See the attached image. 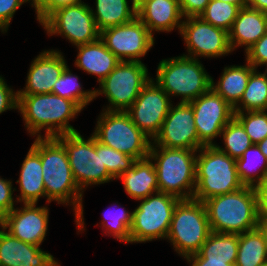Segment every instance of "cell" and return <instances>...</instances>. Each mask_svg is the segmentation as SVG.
Wrapping results in <instances>:
<instances>
[{"label": "cell", "instance_id": "50", "mask_svg": "<svg viewBox=\"0 0 267 266\" xmlns=\"http://www.w3.org/2000/svg\"><path fill=\"white\" fill-rule=\"evenodd\" d=\"M219 1H224V2L231 3V4H236L240 8L246 6V0H219Z\"/></svg>", "mask_w": 267, "mask_h": 266}, {"label": "cell", "instance_id": "46", "mask_svg": "<svg viewBox=\"0 0 267 266\" xmlns=\"http://www.w3.org/2000/svg\"><path fill=\"white\" fill-rule=\"evenodd\" d=\"M256 228L262 234L267 244V215H258Z\"/></svg>", "mask_w": 267, "mask_h": 266}, {"label": "cell", "instance_id": "49", "mask_svg": "<svg viewBox=\"0 0 267 266\" xmlns=\"http://www.w3.org/2000/svg\"><path fill=\"white\" fill-rule=\"evenodd\" d=\"M257 145L260 148L261 152L267 158V137L263 141L259 142Z\"/></svg>", "mask_w": 267, "mask_h": 266}, {"label": "cell", "instance_id": "42", "mask_svg": "<svg viewBox=\"0 0 267 266\" xmlns=\"http://www.w3.org/2000/svg\"><path fill=\"white\" fill-rule=\"evenodd\" d=\"M10 109H18V91L10 88L0 75V114Z\"/></svg>", "mask_w": 267, "mask_h": 266}, {"label": "cell", "instance_id": "15", "mask_svg": "<svg viewBox=\"0 0 267 266\" xmlns=\"http://www.w3.org/2000/svg\"><path fill=\"white\" fill-rule=\"evenodd\" d=\"M193 109L199 141L204 146H213L223 128L234 117L233 107L212 89L188 102Z\"/></svg>", "mask_w": 267, "mask_h": 266}, {"label": "cell", "instance_id": "16", "mask_svg": "<svg viewBox=\"0 0 267 266\" xmlns=\"http://www.w3.org/2000/svg\"><path fill=\"white\" fill-rule=\"evenodd\" d=\"M171 102L169 95L151 77L126 112L132 122L153 140L161 129Z\"/></svg>", "mask_w": 267, "mask_h": 266}, {"label": "cell", "instance_id": "21", "mask_svg": "<svg viewBox=\"0 0 267 266\" xmlns=\"http://www.w3.org/2000/svg\"><path fill=\"white\" fill-rule=\"evenodd\" d=\"M20 170L19 180L16 181L21 192L16 198L18 203H37L40 197L46 198L40 158V137L35 138Z\"/></svg>", "mask_w": 267, "mask_h": 266}, {"label": "cell", "instance_id": "1", "mask_svg": "<svg viewBox=\"0 0 267 266\" xmlns=\"http://www.w3.org/2000/svg\"><path fill=\"white\" fill-rule=\"evenodd\" d=\"M40 158L46 202L73 205L78 233L85 231L83 192L74 179L63 144L56 137H40Z\"/></svg>", "mask_w": 267, "mask_h": 266}, {"label": "cell", "instance_id": "36", "mask_svg": "<svg viewBox=\"0 0 267 266\" xmlns=\"http://www.w3.org/2000/svg\"><path fill=\"white\" fill-rule=\"evenodd\" d=\"M234 117L242 124L253 144L267 137V110L234 112Z\"/></svg>", "mask_w": 267, "mask_h": 266}, {"label": "cell", "instance_id": "2", "mask_svg": "<svg viewBox=\"0 0 267 266\" xmlns=\"http://www.w3.org/2000/svg\"><path fill=\"white\" fill-rule=\"evenodd\" d=\"M17 110L29 135L42 137L41 131L45 129L44 137H56L78 132L69 120H74L83 109L72 100L47 93L18 95Z\"/></svg>", "mask_w": 267, "mask_h": 266}, {"label": "cell", "instance_id": "47", "mask_svg": "<svg viewBox=\"0 0 267 266\" xmlns=\"http://www.w3.org/2000/svg\"><path fill=\"white\" fill-rule=\"evenodd\" d=\"M246 6L267 13V0H246Z\"/></svg>", "mask_w": 267, "mask_h": 266}, {"label": "cell", "instance_id": "23", "mask_svg": "<svg viewBox=\"0 0 267 266\" xmlns=\"http://www.w3.org/2000/svg\"><path fill=\"white\" fill-rule=\"evenodd\" d=\"M267 32V15L248 6L242 7L228 32L232 51L245 47V52Z\"/></svg>", "mask_w": 267, "mask_h": 266}, {"label": "cell", "instance_id": "13", "mask_svg": "<svg viewBox=\"0 0 267 266\" xmlns=\"http://www.w3.org/2000/svg\"><path fill=\"white\" fill-rule=\"evenodd\" d=\"M100 39L120 61L142 62L140 58L146 56L155 43L154 36L138 17L101 31Z\"/></svg>", "mask_w": 267, "mask_h": 266}, {"label": "cell", "instance_id": "10", "mask_svg": "<svg viewBox=\"0 0 267 266\" xmlns=\"http://www.w3.org/2000/svg\"><path fill=\"white\" fill-rule=\"evenodd\" d=\"M150 79L144 63L121 61L94 89L95 98L103 94L108 100L103 110L126 112Z\"/></svg>", "mask_w": 267, "mask_h": 266}, {"label": "cell", "instance_id": "24", "mask_svg": "<svg viewBox=\"0 0 267 266\" xmlns=\"http://www.w3.org/2000/svg\"><path fill=\"white\" fill-rule=\"evenodd\" d=\"M76 47L78 55L75 66L87 74L97 76L98 83L121 62L100 38L95 42Z\"/></svg>", "mask_w": 267, "mask_h": 266}, {"label": "cell", "instance_id": "17", "mask_svg": "<svg viewBox=\"0 0 267 266\" xmlns=\"http://www.w3.org/2000/svg\"><path fill=\"white\" fill-rule=\"evenodd\" d=\"M151 145L164 148L199 150V141L192 106L187 102L173 104Z\"/></svg>", "mask_w": 267, "mask_h": 266}, {"label": "cell", "instance_id": "43", "mask_svg": "<svg viewBox=\"0 0 267 266\" xmlns=\"http://www.w3.org/2000/svg\"><path fill=\"white\" fill-rule=\"evenodd\" d=\"M209 2L210 0H179L182 16L199 17Z\"/></svg>", "mask_w": 267, "mask_h": 266}, {"label": "cell", "instance_id": "32", "mask_svg": "<svg viewBox=\"0 0 267 266\" xmlns=\"http://www.w3.org/2000/svg\"><path fill=\"white\" fill-rule=\"evenodd\" d=\"M79 77L73 75L67 67L61 76L54 83L52 93L76 102L84 109L90 102L95 99L94 90H83L81 83L78 82Z\"/></svg>", "mask_w": 267, "mask_h": 266}, {"label": "cell", "instance_id": "8", "mask_svg": "<svg viewBox=\"0 0 267 266\" xmlns=\"http://www.w3.org/2000/svg\"><path fill=\"white\" fill-rule=\"evenodd\" d=\"M205 205L195 199L180 200L172 215L166 239L186 259L197 253L211 233Z\"/></svg>", "mask_w": 267, "mask_h": 266}, {"label": "cell", "instance_id": "41", "mask_svg": "<svg viewBox=\"0 0 267 266\" xmlns=\"http://www.w3.org/2000/svg\"><path fill=\"white\" fill-rule=\"evenodd\" d=\"M32 0H0V30L1 33H6L12 21V18L24 3H29Z\"/></svg>", "mask_w": 267, "mask_h": 266}, {"label": "cell", "instance_id": "38", "mask_svg": "<svg viewBox=\"0 0 267 266\" xmlns=\"http://www.w3.org/2000/svg\"><path fill=\"white\" fill-rule=\"evenodd\" d=\"M83 1L81 0H32L31 6L35 8L36 18L39 24H41L52 12L55 10L78 4Z\"/></svg>", "mask_w": 267, "mask_h": 266}, {"label": "cell", "instance_id": "35", "mask_svg": "<svg viewBox=\"0 0 267 266\" xmlns=\"http://www.w3.org/2000/svg\"><path fill=\"white\" fill-rule=\"evenodd\" d=\"M240 9L241 8L236 4L210 0L206 9L199 17L205 22L229 32Z\"/></svg>", "mask_w": 267, "mask_h": 266}, {"label": "cell", "instance_id": "30", "mask_svg": "<svg viewBox=\"0 0 267 266\" xmlns=\"http://www.w3.org/2000/svg\"><path fill=\"white\" fill-rule=\"evenodd\" d=\"M267 263V244L256 229L239 234L235 266H260Z\"/></svg>", "mask_w": 267, "mask_h": 266}, {"label": "cell", "instance_id": "3", "mask_svg": "<svg viewBox=\"0 0 267 266\" xmlns=\"http://www.w3.org/2000/svg\"><path fill=\"white\" fill-rule=\"evenodd\" d=\"M212 232L241 234L257 227V195L254 187L214 196L203 201Z\"/></svg>", "mask_w": 267, "mask_h": 266}, {"label": "cell", "instance_id": "19", "mask_svg": "<svg viewBox=\"0 0 267 266\" xmlns=\"http://www.w3.org/2000/svg\"><path fill=\"white\" fill-rule=\"evenodd\" d=\"M66 67V60L59 50L49 49L40 52L31 62L26 85L18 90V95L52 93L54 83Z\"/></svg>", "mask_w": 267, "mask_h": 266}, {"label": "cell", "instance_id": "34", "mask_svg": "<svg viewBox=\"0 0 267 266\" xmlns=\"http://www.w3.org/2000/svg\"><path fill=\"white\" fill-rule=\"evenodd\" d=\"M104 212L101 226L105 234L118 239L120 242L130 243V228L132 226L133 212H129L123 207L108 208ZM110 210V211H109Z\"/></svg>", "mask_w": 267, "mask_h": 266}, {"label": "cell", "instance_id": "14", "mask_svg": "<svg viewBox=\"0 0 267 266\" xmlns=\"http://www.w3.org/2000/svg\"><path fill=\"white\" fill-rule=\"evenodd\" d=\"M180 35L187 46L184 56L218 58L232 53L228 32L205 22L201 17H185Z\"/></svg>", "mask_w": 267, "mask_h": 266}, {"label": "cell", "instance_id": "4", "mask_svg": "<svg viewBox=\"0 0 267 266\" xmlns=\"http://www.w3.org/2000/svg\"><path fill=\"white\" fill-rule=\"evenodd\" d=\"M197 151L151 145L148 157L155 166L158 192L180 200L193 199Z\"/></svg>", "mask_w": 267, "mask_h": 266}, {"label": "cell", "instance_id": "39", "mask_svg": "<svg viewBox=\"0 0 267 266\" xmlns=\"http://www.w3.org/2000/svg\"><path fill=\"white\" fill-rule=\"evenodd\" d=\"M244 53L245 60L255 69L263 65L267 70V32Z\"/></svg>", "mask_w": 267, "mask_h": 266}, {"label": "cell", "instance_id": "9", "mask_svg": "<svg viewBox=\"0 0 267 266\" xmlns=\"http://www.w3.org/2000/svg\"><path fill=\"white\" fill-rule=\"evenodd\" d=\"M92 133L102 144L135 160L148 157L152 139L141 131L127 112L102 110Z\"/></svg>", "mask_w": 267, "mask_h": 266}, {"label": "cell", "instance_id": "18", "mask_svg": "<svg viewBox=\"0 0 267 266\" xmlns=\"http://www.w3.org/2000/svg\"><path fill=\"white\" fill-rule=\"evenodd\" d=\"M37 203H23L0 220V225L15 238L36 246L42 245L48 230L49 208Z\"/></svg>", "mask_w": 267, "mask_h": 266}, {"label": "cell", "instance_id": "20", "mask_svg": "<svg viewBox=\"0 0 267 266\" xmlns=\"http://www.w3.org/2000/svg\"><path fill=\"white\" fill-rule=\"evenodd\" d=\"M0 227V266H60L40 246L23 242Z\"/></svg>", "mask_w": 267, "mask_h": 266}, {"label": "cell", "instance_id": "6", "mask_svg": "<svg viewBox=\"0 0 267 266\" xmlns=\"http://www.w3.org/2000/svg\"><path fill=\"white\" fill-rule=\"evenodd\" d=\"M211 76L199 59L184 55L162 59L155 82L169 95L181 96L180 102H190L211 89Z\"/></svg>", "mask_w": 267, "mask_h": 266}, {"label": "cell", "instance_id": "27", "mask_svg": "<svg viewBox=\"0 0 267 266\" xmlns=\"http://www.w3.org/2000/svg\"><path fill=\"white\" fill-rule=\"evenodd\" d=\"M238 245L239 234L211 232L200 250L186 260H217L235 265Z\"/></svg>", "mask_w": 267, "mask_h": 266}, {"label": "cell", "instance_id": "29", "mask_svg": "<svg viewBox=\"0 0 267 266\" xmlns=\"http://www.w3.org/2000/svg\"><path fill=\"white\" fill-rule=\"evenodd\" d=\"M257 164L261 169L254 168ZM236 168L244 186L255 187L267 178V158L257 144L250 146L236 159Z\"/></svg>", "mask_w": 267, "mask_h": 266}, {"label": "cell", "instance_id": "31", "mask_svg": "<svg viewBox=\"0 0 267 266\" xmlns=\"http://www.w3.org/2000/svg\"><path fill=\"white\" fill-rule=\"evenodd\" d=\"M255 69L240 102L233 108L234 112L267 110V70L264 73Z\"/></svg>", "mask_w": 267, "mask_h": 266}, {"label": "cell", "instance_id": "45", "mask_svg": "<svg viewBox=\"0 0 267 266\" xmlns=\"http://www.w3.org/2000/svg\"><path fill=\"white\" fill-rule=\"evenodd\" d=\"M191 266H235L226 261L217 260H186Z\"/></svg>", "mask_w": 267, "mask_h": 266}, {"label": "cell", "instance_id": "7", "mask_svg": "<svg viewBox=\"0 0 267 266\" xmlns=\"http://www.w3.org/2000/svg\"><path fill=\"white\" fill-rule=\"evenodd\" d=\"M69 159L74 179L79 189L100 185L115 180L102 159V143L93 134L86 140L80 132L58 135Z\"/></svg>", "mask_w": 267, "mask_h": 266}, {"label": "cell", "instance_id": "12", "mask_svg": "<svg viewBox=\"0 0 267 266\" xmlns=\"http://www.w3.org/2000/svg\"><path fill=\"white\" fill-rule=\"evenodd\" d=\"M40 25L48 36H63L75 46L89 44L100 38L90 6L84 2L55 10Z\"/></svg>", "mask_w": 267, "mask_h": 266}, {"label": "cell", "instance_id": "37", "mask_svg": "<svg viewBox=\"0 0 267 266\" xmlns=\"http://www.w3.org/2000/svg\"><path fill=\"white\" fill-rule=\"evenodd\" d=\"M102 159L108 172L117 179L136 161L134 158L102 144Z\"/></svg>", "mask_w": 267, "mask_h": 266}, {"label": "cell", "instance_id": "40", "mask_svg": "<svg viewBox=\"0 0 267 266\" xmlns=\"http://www.w3.org/2000/svg\"><path fill=\"white\" fill-rule=\"evenodd\" d=\"M12 183L11 180H6L0 176V220L15 208L14 204L18 203L13 198V192L16 191V188L12 187Z\"/></svg>", "mask_w": 267, "mask_h": 266}, {"label": "cell", "instance_id": "5", "mask_svg": "<svg viewBox=\"0 0 267 266\" xmlns=\"http://www.w3.org/2000/svg\"><path fill=\"white\" fill-rule=\"evenodd\" d=\"M197 152L193 199L203 202L244 187L239 179L235 158L221 152L215 145L203 146Z\"/></svg>", "mask_w": 267, "mask_h": 266}, {"label": "cell", "instance_id": "33", "mask_svg": "<svg viewBox=\"0 0 267 266\" xmlns=\"http://www.w3.org/2000/svg\"><path fill=\"white\" fill-rule=\"evenodd\" d=\"M220 136H222L225 146L224 148L217 144L215 146L221 152L235 159L240 158L253 145L244 127L235 117L223 128Z\"/></svg>", "mask_w": 267, "mask_h": 266}, {"label": "cell", "instance_id": "11", "mask_svg": "<svg viewBox=\"0 0 267 266\" xmlns=\"http://www.w3.org/2000/svg\"><path fill=\"white\" fill-rule=\"evenodd\" d=\"M132 216L130 243H145L158 239H166L173 211L180 201L177 197L156 192L145 199H140Z\"/></svg>", "mask_w": 267, "mask_h": 266}, {"label": "cell", "instance_id": "44", "mask_svg": "<svg viewBox=\"0 0 267 266\" xmlns=\"http://www.w3.org/2000/svg\"><path fill=\"white\" fill-rule=\"evenodd\" d=\"M257 195L258 215H267V178L254 187Z\"/></svg>", "mask_w": 267, "mask_h": 266}, {"label": "cell", "instance_id": "25", "mask_svg": "<svg viewBox=\"0 0 267 266\" xmlns=\"http://www.w3.org/2000/svg\"><path fill=\"white\" fill-rule=\"evenodd\" d=\"M117 179L122 180L125 192L136 201L158 192L157 173L149 157L136 160Z\"/></svg>", "mask_w": 267, "mask_h": 266}, {"label": "cell", "instance_id": "28", "mask_svg": "<svg viewBox=\"0 0 267 266\" xmlns=\"http://www.w3.org/2000/svg\"><path fill=\"white\" fill-rule=\"evenodd\" d=\"M127 0H95L96 9L90 6L99 32L123 25L137 17V11ZM95 10V11H94Z\"/></svg>", "mask_w": 267, "mask_h": 266}, {"label": "cell", "instance_id": "22", "mask_svg": "<svg viewBox=\"0 0 267 266\" xmlns=\"http://www.w3.org/2000/svg\"><path fill=\"white\" fill-rule=\"evenodd\" d=\"M137 17L150 33L171 32L175 28L179 33L184 17L179 0H150L137 11Z\"/></svg>", "mask_w": 267, "mask_h": 266}, {"label": "cell", "instance_id": "26", "mask_svg": "<svg viewBox=\"0 0 267 266\" xmlns=\"http://www.w3.org/2000/svg\"><path fill=\"white\" fill-rule=\"evenodd\" d=\"M254 70L255 68L247 61L245 65L224 67L217 83L211 78V89L234 108L240 102L248 84L249 76Z\"/></svg>", "mask_w": 267, "mask_h": 266}, {"label": "cell", "instance_id": "48", "mask_svg": "<svg viewBox=\"0 0 267 266\" xmlns=\"http://www.w3.org/2000/svg\"><path fill=\"white\" fill-rule=\"evenodd\" d=\"M132 1V7L138 11L143 5H145L150 0H131Z\"/></svg>", "mask_w": 267, "mask_h": 266}]
</instances>
